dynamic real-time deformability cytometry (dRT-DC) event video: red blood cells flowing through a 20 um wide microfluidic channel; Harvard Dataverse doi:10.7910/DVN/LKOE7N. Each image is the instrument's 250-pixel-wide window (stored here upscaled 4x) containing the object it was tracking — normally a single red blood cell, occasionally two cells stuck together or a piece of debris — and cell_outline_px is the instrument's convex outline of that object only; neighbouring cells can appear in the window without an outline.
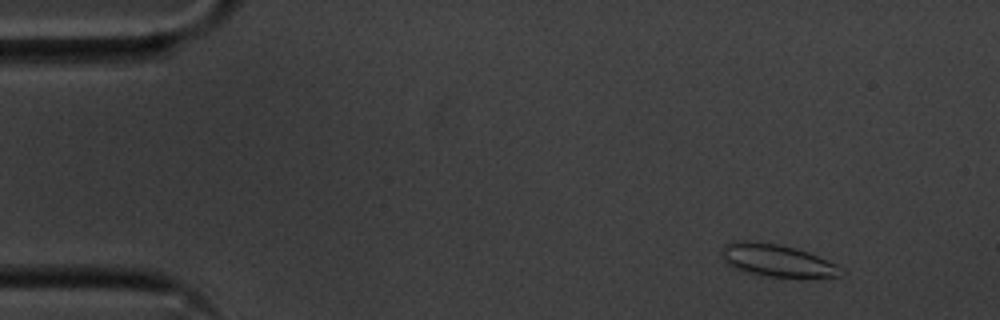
{"species": "common noctule bat (a hibernating species)", "species_latin": "Nyctalus noctula", "temperature_condition": "cold", "stored_images_in_passage": 56, "camera_frame_rate_fps": 3000, "um_per_image_px": 0.085, "animal": {"sex": "male", "body_mass_g": 20.1, "forearm_length_mm": 53.5}, "frame": {"image": 1, "passage_image": 6, "time_ms": 1.667, "image_size_px": [1000, 320], "cell_outline_px": [[844, 272], [840, 276], [764, 276], [744, 272], [732, 268], [724, 260], [720, 252], [724, 244], [736, 240], [744, 240], [776, 244], [796, 248], [808, 252], [836, 264], [844, 268]], "centroid_in_image_um": [65.98, 22.12], "position_along_channel_um": 19.0, "area_um2": 22.37}}
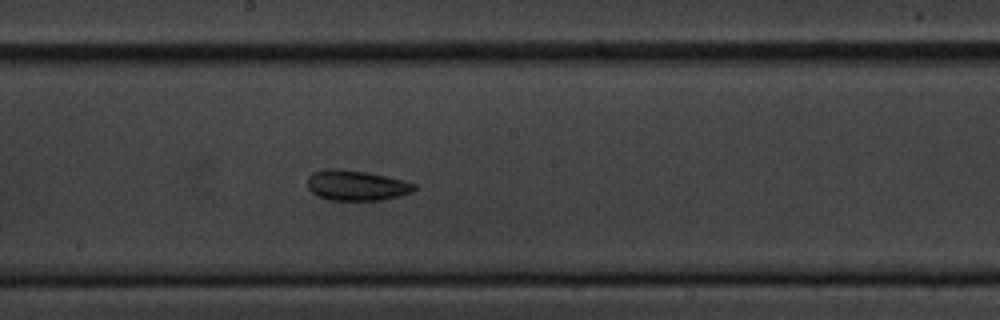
{"frame": {"image": 2, "passage_image": 30, "time_ms": 9.667, "image_size_px": [1000, 320], "cell_outline_px": [[416, 188], [412, 192], [400, 196], [380, 200], [332, 200], [320, 196], [312, 192], [308, 188], [308, 176], [312, 172], [324, 168], [332, 168], [368, 172], [404, 180], [416, 184]], "centroid_in_image_um": [30.3, 15.74], "position_along_channel_um": 217.9, "area_um2": 18.9}}
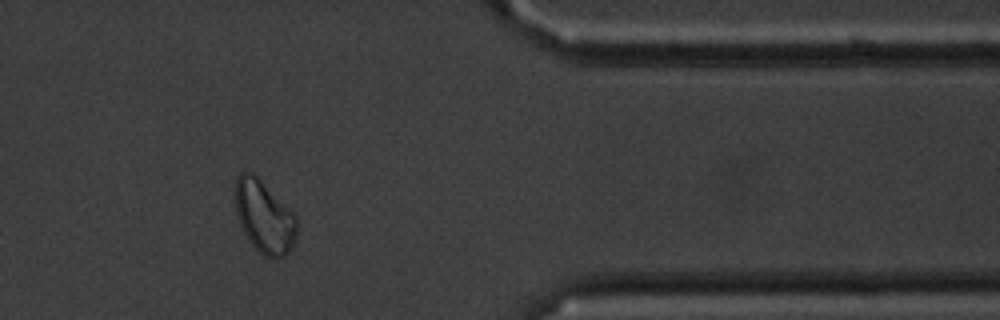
{"frame": {"image": 3, "passage_image": 46, "time_ms": 15.0, "image_size_px": [1000, 320], "cell_outline_px": [[296, 240], [288, 252], [284, 256], [264, 256], [248, 240], [240, 224], [236, 212], [236, 176], [240, 172], [252, 172], [296, 216]], "centroid_in_image_um": [22.45, 18.43], "position_along_channel_um": 389.0, "area_um2": 25.32}, "authors_computed_cell_mechanics": {"area_um2": 20.4901, "velocity_mm_per_s": 3.5871, "shape_relaxation_time_tau1_ms": 4.516, "shape_relaxation_time_tau2_ms": 4.5596, "deformation_change_tau1": 0.1126, "deformation_change_tau2": 0.1101}}